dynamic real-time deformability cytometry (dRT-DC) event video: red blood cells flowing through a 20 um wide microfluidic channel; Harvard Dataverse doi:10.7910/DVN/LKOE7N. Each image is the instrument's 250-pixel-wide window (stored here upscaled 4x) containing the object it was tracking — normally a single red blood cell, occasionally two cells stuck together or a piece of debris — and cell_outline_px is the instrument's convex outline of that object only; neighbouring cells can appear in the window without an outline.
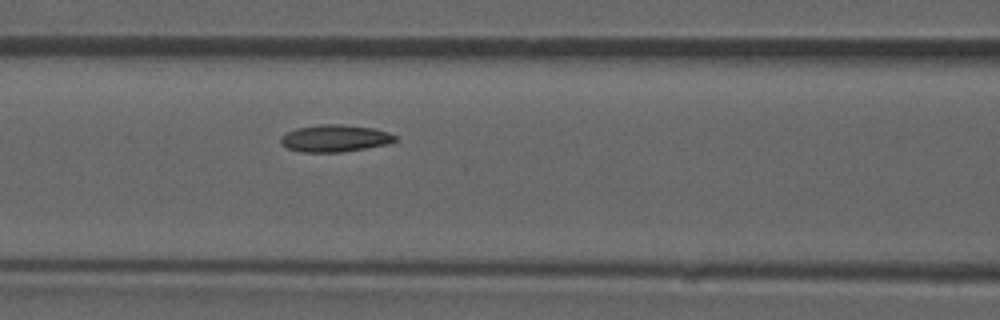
{"species": "common noctule bat (a hibernating species)", "species_latin": "Nyctalus noctula", "temperature_condition": "room temperature", "stored_images_in_passage": 53, "camera_frame_rate_fps": 3000, "um_per_image_px": 0.085, "animal": {"sex": "male", "forearm_length_mm": 52.5}, "frame": {"image": 1, "passage_image": 23, "time_ms": 7.333, "image_size_px": [1000, 320], "cell_outline_px": [[396, 140], [388, 144], [340, 152], [300, 152], [288, 148], [280, 140], [280, 136], [296, 128], [320, 124], [340, 124], [372, 128], [388, 132], [396, 136]], "centroid_in_image_um": [28.45, 11.75], "position_along_channel_um": 138.1, "area_um2": 17.86}, "authors_computed_cell_mechanics": {"area_um2": 17.7446, "velocity_mm_per_s": 3.8802, "shape_relaxation_time_tau1_ms": 8.721, "shape_relaxation_time_tau2_ms": 3.2784, "deformation_change_tau1": 0.1518, "deformation_change_tau2": 0.0814}}